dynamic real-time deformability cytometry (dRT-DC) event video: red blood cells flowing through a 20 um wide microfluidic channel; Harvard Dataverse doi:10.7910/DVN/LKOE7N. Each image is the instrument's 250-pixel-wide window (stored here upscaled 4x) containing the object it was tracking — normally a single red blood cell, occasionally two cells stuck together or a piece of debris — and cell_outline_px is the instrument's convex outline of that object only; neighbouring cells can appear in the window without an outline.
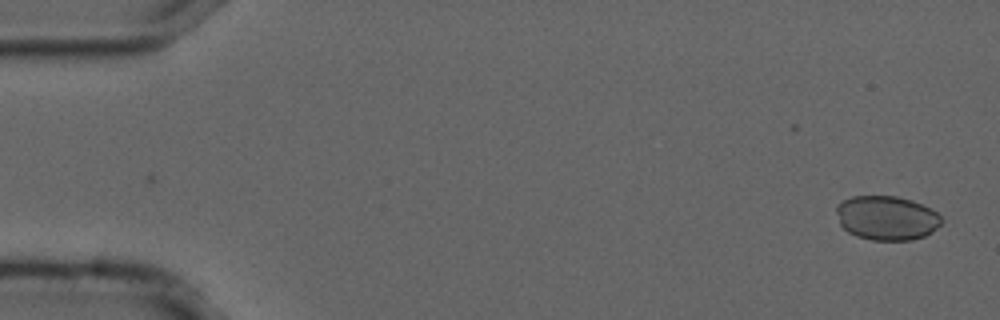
{"species": "common noctule bat (a hibernating species)", "species_latin": "Nyctalus noctula", "temperature_condition": "cold", "stored_images_in_passage": 11, "camera_frame_rate_fps": 3000, "um_per_image_px": 0.085, "animal": {"sex": "male", "forearm_length_mm": 52.5}, "frame": {"image": 1, "passage_image": 1, "time_ms": 0.0, "image_size_px": [1000, 320], "cell_outline_px": [[944, 220], [932, 232], [924, 236], [912, 240], [872, 240], [856, 236], [848, 232], [840, 224], [836, 212], [836, 204], [852, 196], [896, 196], [912, 200], [936, 212]], "centroid_in_image_um": [75.35, 18.53], "position_along_channel_um": 9.6, "area_um2": 27.11}}